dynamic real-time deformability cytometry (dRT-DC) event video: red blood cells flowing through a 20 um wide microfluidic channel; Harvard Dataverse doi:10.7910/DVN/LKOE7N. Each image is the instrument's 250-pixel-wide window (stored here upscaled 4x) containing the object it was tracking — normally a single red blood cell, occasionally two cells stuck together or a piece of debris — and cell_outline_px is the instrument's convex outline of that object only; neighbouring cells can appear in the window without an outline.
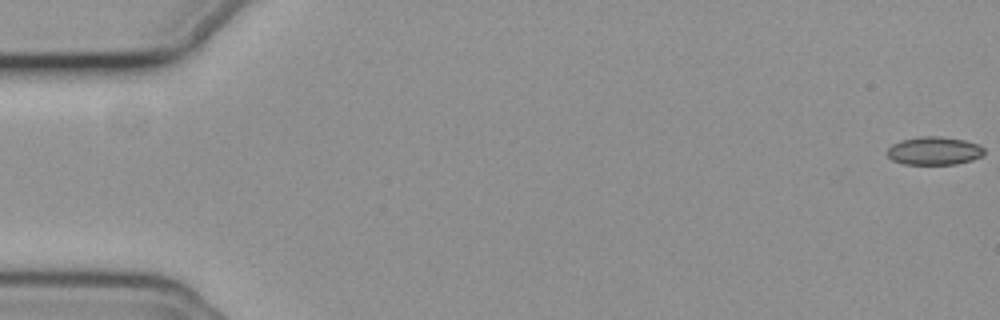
{"species": "common noctule bat (a hibernating species)", "species_latin": "Nyctalus noctula", "temperature_condition": "cold", "stored_images_in_passage": 58, "segment_of_instrument_passage": [1, 2], "camera_frame_rate_fps": 3000, "um_per_image_px": 0.085, "animal": {"sex": "female", "body_mass_g": 19.3, "forearm_length_mm": 54.1}, "frame": {"image": 1, "passage_image": 1, "time_ms": 0.0, "image_size_px": [1000, 320], "cell_outline_px": [[984, 152], [980, 156], [972, 160], [956, 164], [904, 164], [892, 160], [888, 156], [888, 148], [892, 144], [900, 140], [920, 136], [940, 136], [964, 140], [976, 144], [984, 148]], "centroid_in_image_um": [79.38, 12.81], "position_along_channel_um": 5.6, "area_um2": 15.84}}
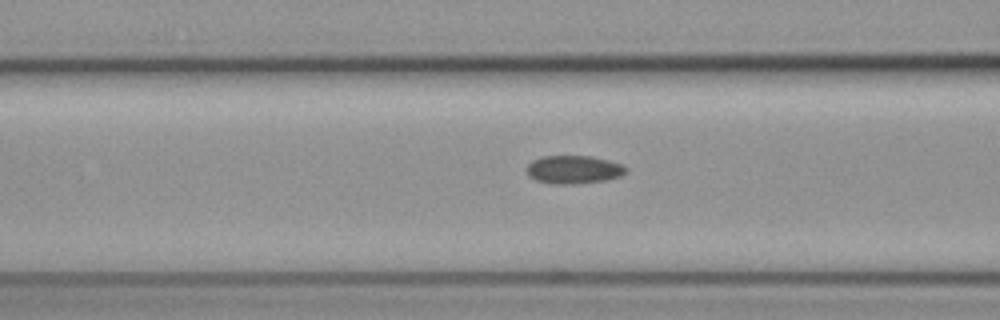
{"frame": {"image": 2, "passage_image": 23, "time_ms": 7.333, "image_size_px": [1000, 320], "cell_outline_px": [[628, 172], [620, 176], [604, 180], [572, 184], [552, 184], [536, 180], [528, 176], [528, 164], [532, 160], [544, 156], [592, 156], [624, 164], [628, 168]], "centroid_in_image_um": [48.8, 14.41], "position_along_channel_um": 117.8, "area_um2": 16.36}}
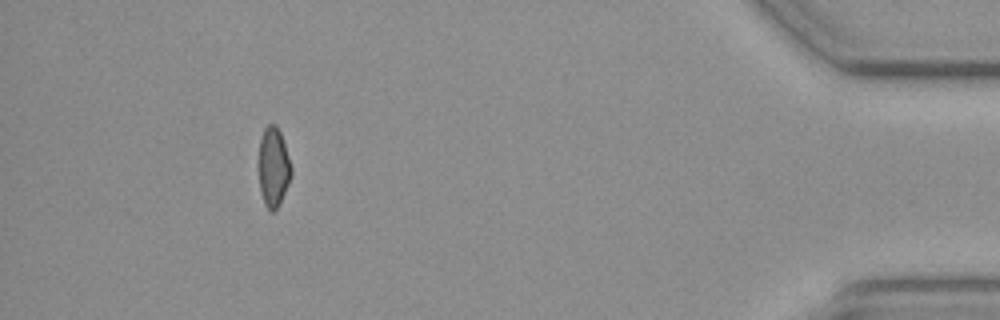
{"frame": {"image": 3, "passage_image": 52, "time_ms": 17.0, "image_size_px": [1000, 320], "cell_outline_px": [[292, 172], [288, 184], [280, 204], [272, 212], [268, 212], [264, 204], [260, 192], [256, 164], [260, 140], [264, 128], [268, 124], [276, 124], [280, 132], [292, 168]], "centroid_in_image_um": [23.19, 14.23], "position_along_channel_um": 412.0, "area_um2": 15.61}}